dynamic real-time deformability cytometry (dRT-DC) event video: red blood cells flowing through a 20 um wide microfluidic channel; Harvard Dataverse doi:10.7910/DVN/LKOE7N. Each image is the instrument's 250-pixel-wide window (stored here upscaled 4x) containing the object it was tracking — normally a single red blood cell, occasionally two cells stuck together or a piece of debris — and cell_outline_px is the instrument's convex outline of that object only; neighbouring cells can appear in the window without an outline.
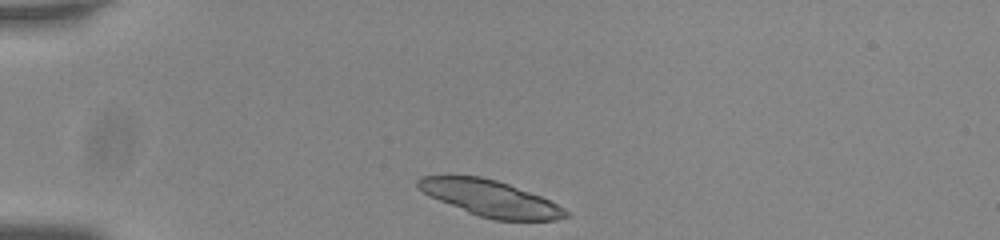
{"species": "common noctule bat (a hibernating species)", "species_latin": "Nyctalus noctula", "temperature_condition": "room temperature", "stored_images_in_passage": 42, "camera_frame_rate_fps": 3000, "um_per_image_px": 0.085, "animal": {"sex": "male", "body_mass_g": 20.0, "forearm_length_mm": 53.3}, "frame": {"image": 1, "passage_image": 1, "time_ms": 0.0, "image_size_px": [1000, 240], "cell_outline_px": [[568, 216], [556, 220], [492, 220], [468, 212], [440, 200], [416, 188], [416, 180], [420, 176], [480, 176], [496, 180], [508, 184], [540, 196], [564, 208], [568, 212]], "centroid_in_image_um": [41.67, 16.86], "position_along_channel_um": 43.3, "area_um2": 30.58}}